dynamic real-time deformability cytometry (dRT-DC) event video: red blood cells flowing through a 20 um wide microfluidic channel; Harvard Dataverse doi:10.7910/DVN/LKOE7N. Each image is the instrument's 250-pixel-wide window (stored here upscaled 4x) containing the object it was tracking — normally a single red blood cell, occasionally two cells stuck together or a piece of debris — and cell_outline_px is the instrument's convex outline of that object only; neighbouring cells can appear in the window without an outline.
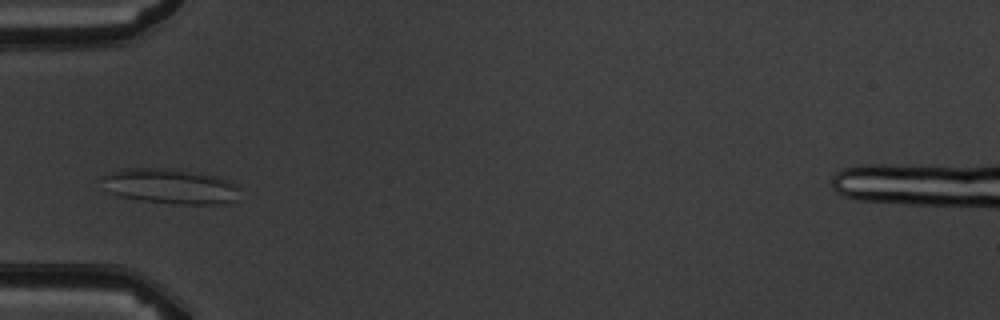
{"species": "common noctule bat (a hibernating species)", "species_latin": "Nyctalus noctula", "temperature_condition": "warm", "stored_images_in_passage": 4, "camera_frame_rate_fps": 3000, "um_per_image_px": 0.085, "animal": {"sex": "male", "body_mass_g": 19.5, "forearm_length_mm": 54.6}, "frame": {"image": 1, "passage_image": 3, "time_ms": 2.667, "image_size_px": [1000, 320], "cell_outline_px": [[236, 200], [220, 204], [180, 204], [140, 200], [120, 196], [108, 192], [100, 176], [108, 172], [124, 168], [164, 168], [200, 172], [232, 180], [236, 188]], "centroid_in_image_um": [14.43, 15.81], "position_along_channel_um": 70.6, "area_um2": 28.26}}
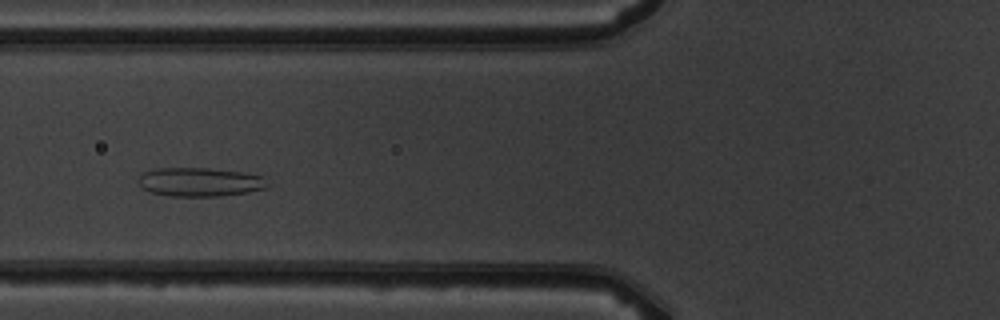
{"frame": {"image": 2, "passage_image": 4, "time_ms": 3.667, "image_size_px": [1000, 320], "cell_outline_px": [[268, 188], [248, 192], [220, 196], [168, 196], [152, 192], [144, 188], [136, 180], [144, 172], [156, 168], [208, 168], [244, 172], [264, 176], [268, 184]], "centroid_in_image_um": [17.02, 15.47], "position_along_channel_um": 108.8, "area_um2": 21.79}}